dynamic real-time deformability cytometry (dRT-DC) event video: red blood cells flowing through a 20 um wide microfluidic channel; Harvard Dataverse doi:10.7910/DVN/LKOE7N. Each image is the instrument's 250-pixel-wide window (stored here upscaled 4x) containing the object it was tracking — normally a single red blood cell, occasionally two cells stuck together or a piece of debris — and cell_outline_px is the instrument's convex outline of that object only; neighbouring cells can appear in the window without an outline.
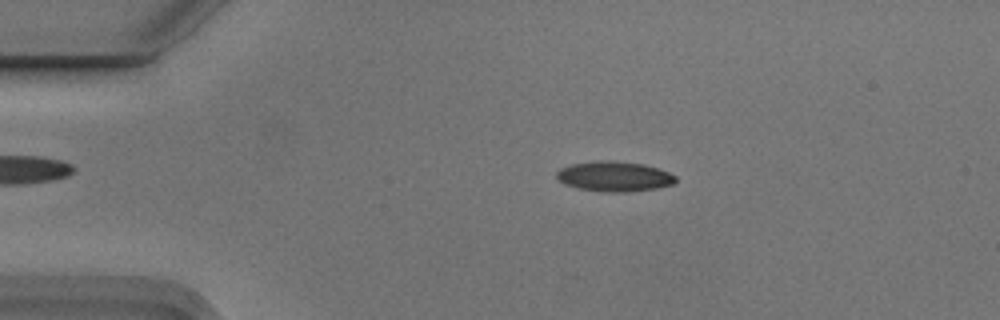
{"species": "Egyptian fruit bat (a non-hibernating species)", "species_latin": "Rousettus aegyptiacus", "temperature_condition": "cold", "stored_images_in_passage": 8, "camera_frame_rate_fps": 3000, "um_per_image_px": 0.085, "animal": {"sex": "male"}, "frame": {"image": 1, "passage_image": 2, "time_ms": 0.333, "image_size_px": [1000, 320], "cell_outline_px": [[676, 180], [672, 184], [656, 188], [628, 192], [600, 192], [576, 188], [564, 184], [556, 176], [556, 172], [560, 168], [572, 164], [596, 160], [612, 160], [644, 164], [668, 172], [676, 176]], "centroid_in_image_um": [52.18, 14.99], "position_along_channel_um": 32.8, "area_um2": 20.98}}
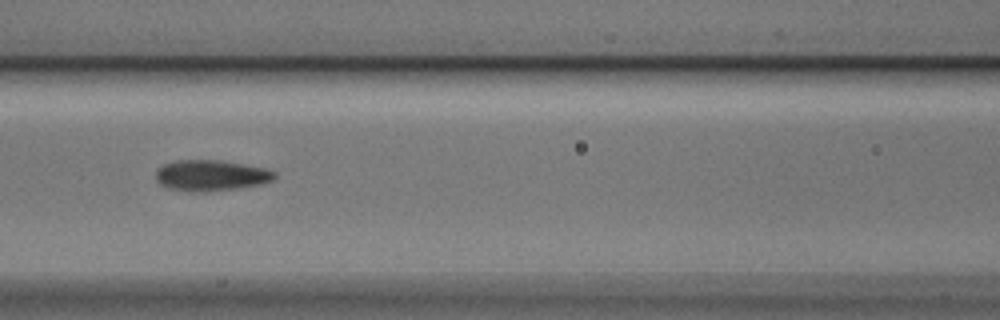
{"frame": {"image": 2, "passage_image": 6, "time_ms": 1.667, "image_size_px": [1000, 320], "cell_outline_px": [[276, 176], [272, 180], [260, 184], [240, 188], [208, 192], [192, 192], [164, 188], [156, 180], [156, 168], [172, 160], [220, 160], [264, 168], [276, 172]], "centroid_in_image_um": [17.87, 14.92], "position_along_channel_um": 148.7, "area_um2": 21.68}}
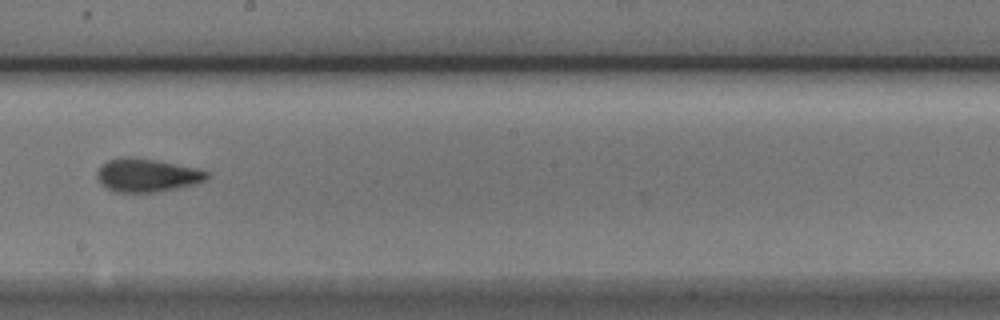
{"frame": {"image": 3, "passage_image": 8, "time_ms": 2.333, "image_size_px": [1000, 320], "cell_outline_px": [[212, 172], [208, 180], [196, 184], [156, 192], [116, 192], [100, 184], [96, 176], [96, 172], [100, 164], [108, 160], [124, 156], [132, 156], [160, 160], [196, 168]], "centroid_in_image_um": [12.51, 14.87], "position_along_channel_um": 235.7, "area_um2": 21.85}}